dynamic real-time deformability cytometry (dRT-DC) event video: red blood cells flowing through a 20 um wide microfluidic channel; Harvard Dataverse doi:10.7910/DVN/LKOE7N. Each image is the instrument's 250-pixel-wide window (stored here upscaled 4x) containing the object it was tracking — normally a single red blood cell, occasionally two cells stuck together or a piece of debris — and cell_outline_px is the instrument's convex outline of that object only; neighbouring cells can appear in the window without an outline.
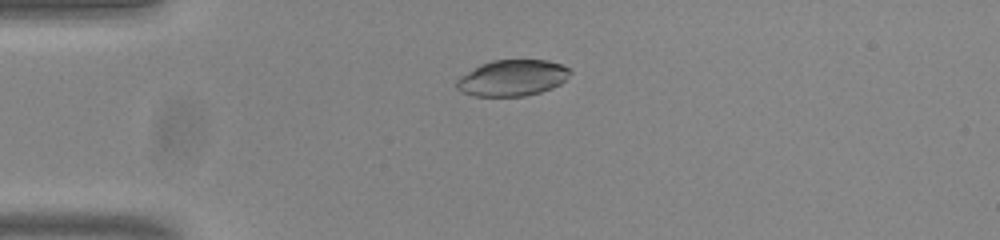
{"species": "common noctule bat (a hibernating species)", "species_latin": "Nyctalus noctula", "temperature_condition": "room temperature", "stored_images_in_passage": 54, "camera_frame_rate_fps": 3000, "um_per_image_px": 0.085, "animal": {"sex": "male", "body_mass_g": 20.0, "forearm_length_mm": 53.3}, "frame": {"image": 1, "passage_image": 14, "time_ms": 4.333, "image_size_px": [1000, 240], "cell_outline_px": [[572, 72], [560, 84], [552, 88], [540, 92], [524, 96], [472, 96], [460, 92], [456, 88], [456, 80], [460, 76], [480, 64], [492, 60], [548, 60], [560, 64], [568, 68]], "centroid_in_image_um": [43.51, 6.63], "position_along_channel_um": 41.5, "area_um2": 23.99}}
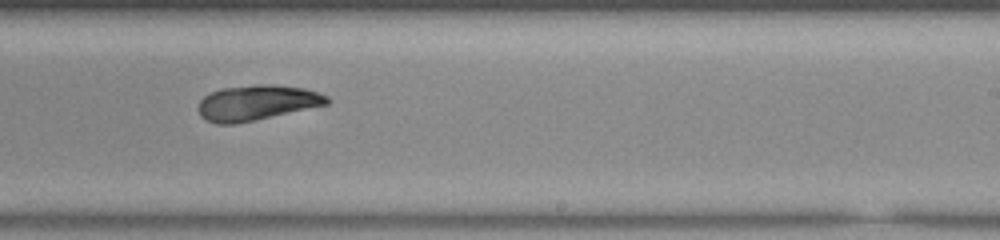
{"frame": {"image": 2, "passage_image": 34, "time_ms": 11.0, "image_size_px": [1000, 240], "cell_outline_px": [[332, 100], [328, 104], [236, 124], [216, 124], [200, 116], [196, 108], [200, 100], [208, 92], [220, 88], [256, 84], [272, 84], [304, 88], [328, 96]], "centroid_in_image_um": [21.78, 8.72], "position_along_channel_um": 267.2, "area_um2": 26.65}}
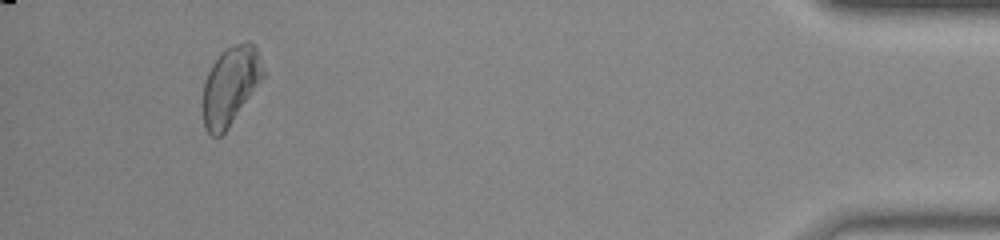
{"frame": {"image": 3, "passage_image": 51, "time_ms": 16.667, "image_size_px": [1000, 240], "cell_outline_px": [[268, 72], [228, 128], [220, 136], [212, 136], [204, 128], [200, 104], [204, 84], [208, 72], [212, 64], [220, 52], [236, 44], [248, 40], [256, 44]], "centroid_in_image_um": [19.6, 7.26], "position_along_channel_um": 415.6, "area_um2": 28.44}, "authors_computed_cell_mechanics": {"area_um2": 25.5476, "velocity_mm_per_s": 3.8102, "shape_relaxation_time_tau1_ms": null, "shape_relaxation_time_tau2_ms": 8.7245, "deformation_change_tau1": null, "deformation_change_tau2": 0.1843}}